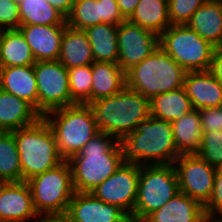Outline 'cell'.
I'll return each mask as SVG.
<instances>
[{
    "label": "cell",
    "instance_id": "cell-1",
    "mask_svg": "<svg viewBox=\"0 0 222 222\" xmlns=\"http://www.w3.org/2000/svg\"><path fill=\"white\" fill-rule=\"evenodd\" d=\"M68 162L74 191L90 193L123 163L119 140L99 131Z\"/></svg>",
    "mask_w": 222,
    "mask_h": 222
},
{
    "label": "cell",
    "instance_id": "cell-2",
    "mask_svg": "<svg viewBox=\"0 0 222 222\" xmlns=\"http://www.w3.org/2000/svg\"><path fill=\"white\" fill-rule=\"evenodd\" d=\"M123 162L138 165L174 164L179 157L172 124L150 116L120 140Z\"/></svg>",
    "mask_w": 222,
    "mask_h": 222
},
{
    "label": "cell",
    "instance_id": "cell-3",
    "mask_svg": "<svg viewBox=\"0 0 222 222\" xmlns=\"http://www.w3.org/2000/svg\"><path fill=\"white\" fill-rule=\"evenodd\" d=\"M100 132L120 140L151 116L150 99L124 87L116 95L89 104Z\"/></svg>",
    "mask_w": 222,
    "mask_h": 222
},
{
    "label": "cell",
    "instance_id": "cell-4",
    "mask_svg": "<svg viewBox=\"0 0 222 222\" xmlns=\"http://www.w3.org/2000/svg\"><path fill=\"white\" fill-rule=\"evenodd\" d=\"M19 153L22 182L61 164L54 133L41 117L35 124L12 132Z\"/></svg>",
    "mask_w": 222,
    "mask_h": 222
},
{
    "label": "cell",
    "instance_id": "cell-5",
    "mask_svg": "<svg viewBox=\"0 0 222 222\" xmlns=\"http://www.w3.org/2000/svg\"><path fill=\"white\" fill-rule=\"evenodd\" d=\"M186 71L160 47L125 72L126 87L151 99L182 88Z\"/></svg>",
    "mask_w": 222,
    "mask_h": 222
},
{
    "label": "cell",
    "instance_id": "cell-6",
    "mask_svg": "<svg viewBox=\"0 0 222 222\" xmlns=\"http://www.w3.org/2000/svg\"><path fill=\"white\" fill-rule=\"evenodd\" d=\"M43 118L51 127L59 154L64 160L78 154L99 132L94 113L88 104L55 109L46 113Z\"/></svg>",
    "mask_w": 222,
    "mask_h": 222
},
{
    "label": "cell",
    "instance_id": "cell-7",
    "mask_svg": "<svg viewBox=\"0 0 222 222\" xmlns=\"http://www.w3.org/2000/svg\"><path fill=\"white\" fill-rule=\"evenodd\" d=\"M179 192L173 164L141 165L137 200L130 221L142 222Z\"/></svg>",
    "mask_w": 222,
    "mask_h": 222
},
{
    "label": "cell",
    "instance_id": "cell-8",
    "mask_svg": "<svg viewBox=\"0 0 222 222\" xmlns=\"http://www.w3.org/2000/svg\"><path fill=\"white\" fill-rule=\"evenodd\" d=\"M37 214H64L75 191L68 160L26 181Z\"/></svg>",
    "mask_w": 222,
    "mask_h": 222
},
{
    "label": "cell",
    "instance_id": "cell-9",
    "mask_svg": "<svg viewBox=\"0 0 222 222\" xmlns=\"http://www.w3.org/2000/svg\"><path fill=\"white\" fill-rule=\"evenodd\" d=\"M159 47L186 72L211 68L215 46L187 25H171L159 36Z\"/></svg>",
    "mask_w": 222,
    "mask_h": 222
},
{
    "label": "cell",
    "instance_id": "cell-10",
    "mask_svg": "<svg viewBox=\"0 0 222 222\" xmlns=\"http://www.w3.org/2000/svg\"><path fill=\"white\" fill-rule=\"evenodd\" d=\"M38 89V113H46L71 106L68 69L58 60L39 61L34 64Z\"/></svg>",
    "mask_w": 222,
    "mask_h": 222
},
{
    "label": "cell",
    "instance_id": "cell-11",
    "mask_svg": "<svg viewBox=\"0 0 222 222\" xmlns=\"http://www.w3.org/2000/svg\"><path fill=\"white\" fill-rule=\"evenodd\" d=\"M140 165L123 162L105 181L90 192L95 198L121 208L129 217L137 200Z\"/></svg>",
    "mask_w": 222,
    "mask_h": 222
},
{
    "label": "cell",
    "instance_id": "cell-12",
    "mask_svg": "<svg viewBox=\"0 0 222 222\" xmlns=\"http://www.w3.org/2000/svg\"><path fill=\"white\" fill-rule=\"evenodd\" d=\"M179 192L205 206L211 198L216 168L197 154H181L174 161Z\"/></svg>",
    "mask_w": 222,
    "mask_h": 222
},
{
    "label": "cell",
    "instance_id": "cell-13",
    "mask_svg": "<svg viewBox=\"0 0 222 222\" xmlns=\"http://www.w3.org/2000/svg\"><path fill=\"white\" fill-rule=\"evenodd\" d=\"M118 64L126 72L159 48V36L128 20L118 25Z\"/></svg>",
    "mask_w": 222,
    "mask_h": 222
},
{
    "label": "cell",
    "instance_id": "cell-14",
    "mask_svg": "<svg viewBox=\"0 0 222 222\" xmlns=\"http://www.w3.org/2000/svg\"><path fill=\"white\" fill-rule=\"evenodd\" d=\"M66 214L71 222H131L121 208L104 203L91 193L75 192Z\"/></svg>",
    "mask_w": 222,
    "mask_h": 222
},
{
    "label": "cell",
    "instance_id": "cell-15",
    "mask_svg": "<svg viewBox=\"0 0 222 222\" xmlns=\"http://www.w3.org/2000/svg\"><path fill=\"white\" fill-rule=\"evenodd\" d=\"M37 215L27 182L0 183V221L30 222Z\"/></svg>",
    "mask_w": 222,
    "mask_h": 222
},
{
    "label": "cell",
    "instance_id": "cell-16",
    "mask_svg": "<svg viewBox=\"0 0 222 222\" xmlns=\"http://www.w3.org/2000/svg\"><path fill=\"white\" fill-rule=\"evenodd\" d=\"M67 25H20L22 33L31 48L36 62L58 60L61 40Z\"/></svg>",
    "mask_w": 222,
    "mask_h": 222
},
{
    "label": "cell",
    "instance_id": "cell-17",
    "mask_svg": "<svg viewBox=\"0 0 222 222\" xmlns=\"http://www.w3.org/2000/svg\"><path fill=\"white\" fill-rule=\"evenodd\" d=\"M183 88L196 110L222 106V83L210 70L187 72Z\"/></svg>",
    "mask_w": 222,
    "mask_h": 222
},
{
    "label": "cell",
    "instance_id": "cell-18",
    "mask_svg": "<svg viewBox=\"0 0 222 222\" xmlns=\"http://www.w3.org/2000/svg\"><path fill=\"white\" fill-rule=\"evenodd\" d=\"M205 217L203 205L190 196L178 192L142 222H204Z\"/></svg>",
    "mask_w": 222,
    "mask_h": 222
},
{
    "label": "cell",
    "instance_id": "cell-19",
    "mask_svg": "<svg viewBox=\"0 0 222 222\" xmlns=\"http://www.w3.org/2000/svg\"><path fill=\"white\" fill-rule=\"evenodd\" d=\"M41 117L26 100L0 88V131L13 132L29 127Z\"/></svg>",
    "mask_w": 222,
    "mask_h": 222
},
{
    "label": "cell",
    "instance_id": "cell-20",
    "mask_svg": "<svg viewBox=\"0 0 222 222\" xmlns=\"http://www.w3.org/2000/svg\"><path fill=\"white\" fill-rule=\"evenodd\" d=\"M0 88L26 100L38 112V89L34 65L0 68Z\"/></svg>",
    "mask_w": 222,
    "mask_h": 222
},
{
    "label": "cell",
    "instance_id": "cell-21",
    "mask_svg": "<svg viewBox=\"0 0 222 222\" xmlns=\"http://www.w3.org/2000/svg\"><path fill=\"white\" fill-rule=\"evenodd\" d=\"M187 26L213 46H222V0H207L192 15Z\"/></svg>",
    "mask_w": 222,
    "mask_h": 222
},
{
    "label": "cell",
    "instance_id": "cell-22",
    "mask_svg": "<svg viewBox=\"0 0 222 222\" xmlns=\"http://www.w3.org/2000/svg\"><path fill=\"white\" fill-rule=\"evenodd\" d=\"M58 61L67 69L94 62L92 48L84 30L74 29L68 25L65 27Z\"/></svg>",
    "mask_w": 222,
    "mask_h": 222
},
{
    "label": "cell",
    "instance_id": "cell-23",
    "mask_svg": "<svg viewBox=\"0 0 222 222\" xmlns=\"http://www.w3.org/2000/svg\"><path fill=\"white\" fill-rule=\"evenodd\" d=\"M92 102L101 98L116 95L126 86L125 72L118 63L93 62Z\"/></svg>",
    "mask_w": 222,
    "mask_h": 222
},
{
    "label": "cell",
    "instance_id": "cell-24",
    "mask_svg": "<svg viewBox=\"0 0 222 222\" xmlns=\"http://www.w3.org/2000/svg\"><path fill=\"white\" fill-rule=\"evenodd\" d=\"M171 124L177 152L180 155L196 154L200 150L203 133L199 110L193 109Z\"/></svg>",
    "mask_w": 222,
    "mask_h": 222
},
{
    "label": "cell",
    "instance_id": "cell-25",
    "mask_svg": "<svg viewBox=\"0 0 222 222\" xmlns=\"http://www.w3.org/2000/svg\"><path fill=\"white\" fill-rule=\"evenodd\" d=\"M128 21L160 36L171 26L168 0H140Z\"/></svg>",
    "mask_w": 222,
    "mask_h": 222
},
{
    "label": "cell",
    "instance_id": "cell-26",
    "mask_svg": "<svg viewBox=\"0 0 222 222\" xmlns=\"http://www.w3.org/2000/svg\"><path fill=\"white\" fill-rule=\"evenodd\" d=\"M117 30L118 25L108 23L93 25L84 30L90 42L95 62L118 63Z\"/></svg>",
    "mask_w": 222,
    "mask_h": 222
},
{
    "label": "cell",
    "instance_id": "cell-27",
    "mask_svg": "<svg viewBox=\"0 0 222 222\" xmlns=\"http://www.w3.org/2000/svg\"><path fill=\"white\" fill-rule=\"evenodd\" d=\"M1 68L34 65L30 46L18 29L0 30Z\"/></svg>",
    "mask_w": 222,
    "mask_h": 222
},
{
    "label": "cell",
    "instance_id": "cell-28",
    "mask_svg": "<svg viewBox=\"0 0 222 222\" xmlns=\"http://www.w3.org/2000/svg\"><path fill=\"white\" fill-rule=\"evenodd\" d=\"M150 107L152 117L170 123L194 109L183 87L153 96Z\"/></svg>",
    "mask_w": 222,
    "mask_h": 222
},
{
    "label": "cell",
    "instance_id": "cell-29",
    "mask_svg": "<svg viewBox=\"0 0 222 222\" xmlns=\"http://www.w3.org/2000/svg\"><path fill=\"white\" fill-rule=\"evenodd\" d=\"M20 25H66V17L47 0H20Z\"/></svg>",
    "mask_w": 222,
    "mask_h": 222
},
{
    "label": "cell",
    "instance_id": "cell-30",
    "mask_svg": "<svg viewBox=\"0 0 222 222\" xmlns=\"http://www.w3.org/2000/svg\"><path fill=\"white\" fill-rule=\"evenodd\" d=\"M5 182H22V171L13 133L0 131V183Z\"/></svg>",
    "mask_w": 222,
    "mask_h": 222
},
{
    "label": "cell",
    "instance_id": "cell-31",
    "mask_svg": "<svg viewBox=\"0 0 222 222\" xmlns=\"http://www.w3.org/2000/svg\"><path fill=\"white\" fill-rule=\"evenodd\" d=\"M71 105L92 103L91 64L68 69Z\"/></svg>",
    "mask_w": 222,
    "mask_h": 222
},
{
    "label": "cell",
    "instance_id": "cell-32",
    "mask_svg": "<svg viewBox=\"0 0 222 222\" xmlns=\"http://www.w3.org/2000/svg\"><path fill=\"white\" fill-rule=\"evenodd\" d=\"M100 23L101 10L98 0H76L66 16V25L78 30H85Z\"/></svg>",
    "mask_w": 222,
    "mask_h": 222
},
{
    "label": "cell",
    "instance_id": "cell-33",
    "mask_svg": "<svg viewBox=\"0 0 222 222\" xmlns=\"http://www.w3.org/2000/svg\"><path fill=\"white\" fill-rule=\"evenodd\" d=\"M196 154L209 165L222 168V131L203 132Z\"/></svg>",
    "mask_w": 222,
    "mask_h": 222
},
{
    "label": "cell",
    "instance_id": "cell-34",
    "mask_svg": "<svg viewBox=\"0 0 222 222\" xmlns=\"http://www.w3.org/2000/svg\"><path fill=\"white\" fill-rule=\"evenodd\" d=\"M207 0H168L171 25H187L192 15Z\"/></svg>",
    "mask_w": 222,
    "mask_h": 222
},
{
    "label": "cell",
    "instance_id": "cell-35",
    "mask_svg": "<svg viewBox=\"0 0 222 222\" xmlns=\"http://www.w3.org/2000/svg\"><path fill=\"white\" fill-rule=\"evenodd\" d=\"M19 5L14 0H0V30L18 29Z\"/></svg>",
    "mask_w": 222,
    "mask_h": 222
},
{
    "label": "cell",
    "instance_id": "cell-36",
    "mask_svg": "<svg viewBox=\"0 0 222 222\" xmlns=\"http://www.w3.org/2000/svg\"><path fill=\"white\" fill-rule=\"evenodd\" d=\"M204 209L206 215L222 216V168H216L213 192Z\"/></svg>",
    "mask_w": 222,
    "mask_h": 222
},
{
    "label": "cell",
    "instance_id": "cell-37",
    "mask_svg": "<svg viewBox=\"0 0 222 222\" xmlns=\"http://www.w3.org/2000/svg\"><path fill=\"white\" fill-rule=\"evenodd\" d=\"M202 132L222 131V106L199 110Z\"/></svg>",
    "mask_w": 222,
    "mask_h": 222
},
{
    "label": "cell",
    "instance_id": "cell-38",
    "mask_svg": "<svg viewBox=\"0 0 222 222\" xmlns=\"http://www.w3.org/2000/svg\"><path fill=\"white\" fill-rule=\"evenodd\" d=\"M101 10V23L119 25L125 21L122 17L116 0H98Z\"/></svg>",
    "mask_w": 222,
    "mask_h": 222
},
{
    "label": "cell",
    "instance_id": "cell-39",
    "mask_svg": "<svg viewBox=\"0 0 222 222\" xmlns=\"http://www.w3.org/2000/svg\"><path fill=\"white\" fill-rule=\"evenodd\" d=\"M210 71L222 83V46L214 49Z\"/></svg>",
    "mask_w": 222,
    "mask_h": 222
},
{
    "label": "cell",
    "instance_id": "cell-40",
    "mask_svg": "<svg viewBox=\"0 0 222 222\" xmlns=\"http://www.w3.org/2000/svg\"><path fill=\"white\" fill-rule=\"evenodd\" d=\"M119 11L125 20H128L135 11L140 0H116Z\"/></svg>",
    "mask_w": 222,
    "mask_h": 222
},
{
    "label": "cell",
    "instance_id": "cell-41",
    "mask_svg": "<svg viewBox=\"0 0 222 222\" xmlns=\"http://www.w3.org/2000/svg\"><path fill=\"white\" fill-rule=\"evenodd\" d=\"M30 222H71L66 213L64 214H38Z\"/></svg>",
    "mask_w": 222,
    "mask_h": 222
},
{
    "label": "cell",
    "instance_id": "cell-42",
    "mask_svg": "<svg viewBox=\"0 0 222 222\" xmlns=\"http://www.w3.org/2000/svg\"><path fill=\"white\" fill-rule=\"evenodd\" d=\"M47 1L66 17L70 13L71 8L76 0H47Z\"/></svg>",
    "mask_w": 222,
    "mask_h": 222
},
{
    "label": "cell",
    "instance_id": "cell-43",
    "mask_svg": "<svg viewBox=\"0 0 222 222\" xmlns=\"http://www.w3.org/2000/svg\"><path fill=\"white\" fill-rule=\"evenodd\" d=\"M204 222H222V216L206 215Z\"/></svg>",
    "mask_w": 222,
    "mask_h": 222
}]
</instances>
